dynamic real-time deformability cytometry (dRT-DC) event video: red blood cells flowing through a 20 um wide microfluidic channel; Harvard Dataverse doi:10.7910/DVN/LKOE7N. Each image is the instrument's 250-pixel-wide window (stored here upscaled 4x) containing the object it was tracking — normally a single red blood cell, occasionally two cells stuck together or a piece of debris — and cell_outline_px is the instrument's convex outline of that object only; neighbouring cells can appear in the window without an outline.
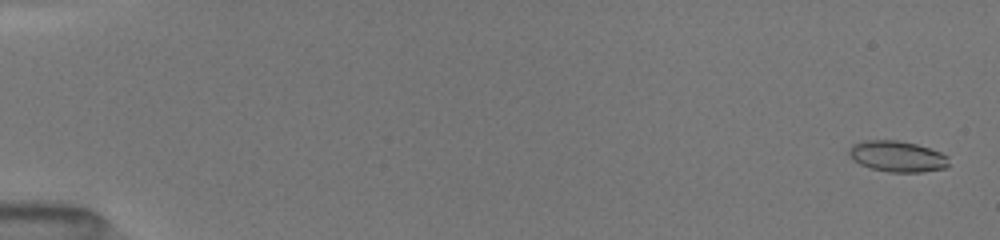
{"species": "common noctule bat (a hibernating species)", "species_latin": "Nyctalus noctula", "temperature_condition": "room temperature", "stored_images_in_passage": 52, "camera_frame_rate_fps": 3000, "um_per_image_px": 0.085, "animal": {"sex": "female", "body_mass_g": 19.5, "forearm_length_mm": 54.1}, "frame": {"image": 1, "passage_image": 2, "time_ms": 0.333, "image_size_px": [1000, 240], "cell_outline_px": [[948, 164], [944, 168], [924, 172], [888, 172], [872, 168], [860, 164], [852, 160], [848, 152], [848, 148], [852, 144], [860, 140], [896, 140], [916, 144], [940, 152], [948, 156]], "centroid_in_image_um": [76.22, 13.28], "position_along_channel_um": 8.8, "area_um2": 18.09}}
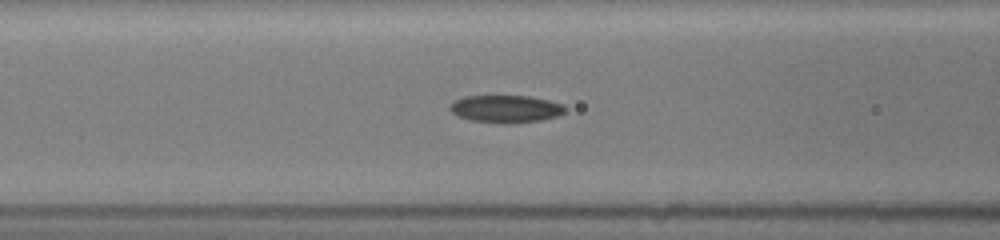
{"frame": {"image": 2, "passage_image": 23, "time_ms": 7.333, "image_size_px": [1000, 240], "cell_outline_px": [[568, 108], [564, 112], [556, 116], [540, 120], [512, 124], [500, 124], [468, 120], [456, 116], [448, 108], [456, 100], [464, 96], [528, 96], [548, 100], [564, 104]], "centroid_in_image_um": [42.99, 9.27], "position_along_channel_um": 123.6, "area_um2": 18.67}}
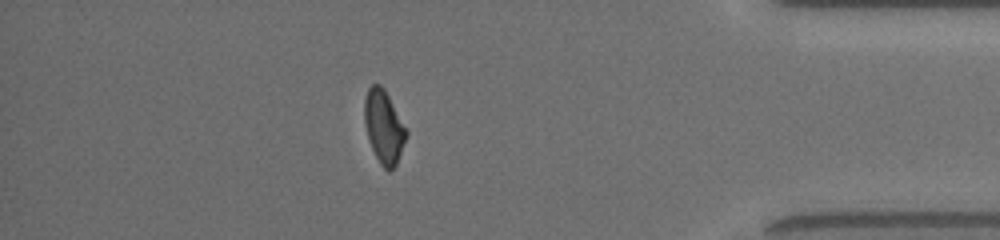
{"frame": {"image": 3, "passage_image": 46, "time_ms": 15.0, "image_size_px": [1000, 240], "cell_outline_px": [[408, 132], [396, 164], [388, 172], [380, 164], [372, 148], [368, 136], [364, 120], [364, 100], [368, 88], [372, 84], [380, 84], [384, 88]], "centroid_in_image_um": [32.61, 10.76], "position_along_channel_um": 402.6, "area_um2": 17.46}, "authors_computed_cell_mechanics": {"area_um2": 18.1203, "velocity_mm_per_s": 4.0755, "shape_relaxation_time_tau1_ms": null, "shape_relaxation_time_tau2_ms": 5.1947, "deformation_change_tau1": null, "deformation_change_tau2": 0.0988}}